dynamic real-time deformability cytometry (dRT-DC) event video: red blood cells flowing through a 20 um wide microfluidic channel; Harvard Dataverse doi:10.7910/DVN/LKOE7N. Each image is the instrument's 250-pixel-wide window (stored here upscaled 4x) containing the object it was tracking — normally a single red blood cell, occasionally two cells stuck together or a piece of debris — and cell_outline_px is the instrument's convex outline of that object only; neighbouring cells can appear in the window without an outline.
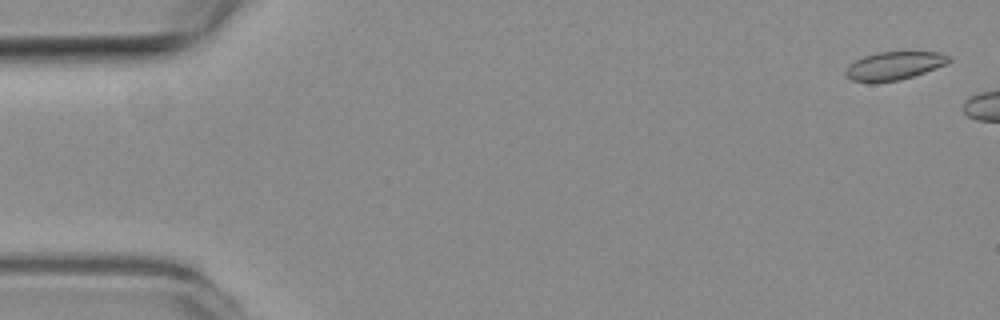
{"species": "common noctule bat (a hibernating species)", "species_latin": "Nyctalus noctula", "temperature_condition": "room temperature", "stored_images_in_passage": 3, "camera_frame_rate_fps": 3000, "um_per_image_px": 0.085, "animal": {"sex": "female", "body_mass_g": 19.3, "forearm_length_mm": 54.1}, "frame": {"image": 1, "passage_image": 1, "time_ms": 0.0, "image_size_px": [1000, 320], "cell_outline_px": [[952, 60], [944, 64], [924, 72], [900, 80], [872, 84], [852, 80], [844, 72], [848, 64], [864, 56], [876, 52], [940, 52], [952, 56]], "centroid_in_image_um": [75.97, 5.6], "position_along_channel_um": 9.0, "area_um2": 17.11}}